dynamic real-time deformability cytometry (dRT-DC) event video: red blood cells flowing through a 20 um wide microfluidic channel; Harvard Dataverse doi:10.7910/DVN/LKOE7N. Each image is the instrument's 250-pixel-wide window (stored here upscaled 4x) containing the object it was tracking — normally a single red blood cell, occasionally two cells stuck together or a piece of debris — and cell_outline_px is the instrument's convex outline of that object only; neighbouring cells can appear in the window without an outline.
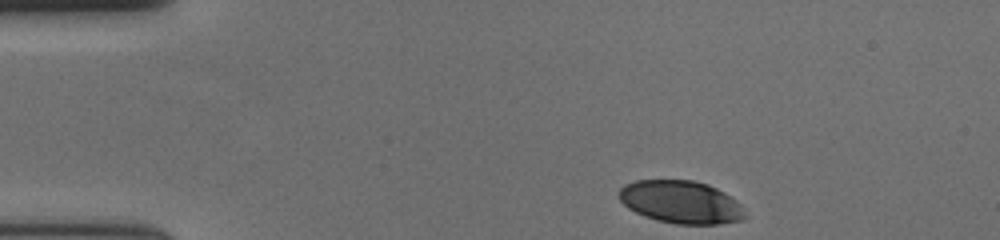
{"species": "human", "species_latin": "Homo sapiens", "temperature_condition": "cold", "stored_images_in_passage": 40, "camera_frame_rate_fps": 3000, "um_per_image_px": 0.085, "donor": {"sex": "female"}, "frame": {"image": 1, "passage_image": 1, "time_ms": 0.0, "image_size_px": [1000, 240], "cell_outline_px": [[744, 220], [716, 224], [676, 224], [644, 216], [628, 208], [616, 196], [620, 188], [624, 184], [636, 180], [696, 180], [708, 184], [724, 192], [736, 200], [740, 204], [744, 216]], "centroid_in_image_um": [57.84, 17.16], "position_along_channel_um": 27.2, "area_um2": 31.39}}
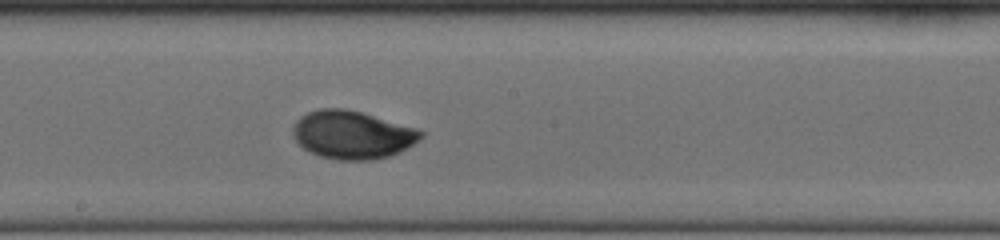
{"frame": {"image": 2, "passage_image": 23, "time_ms": 7.333, "image_size_px": [1000, 240], "cell_outline_px": [[424, 136], [420, 140], [400, 152], [388, 156], [372, 160], [336, 160], [320, 156], [308, 152], [296, 140], [292, 132], [292, 128], [296, 120], [300, 116], [308, 112], [320, 108], [344, 108], [360, 112], [416, 128], [424, 132]], "centroid_in_image_um": [29.93, 11.46], "position_along_channel_um": 218.3, "area_um2": 35.89}}
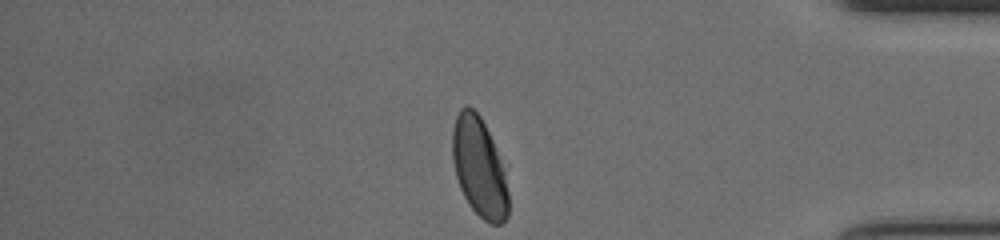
{"frame": {"image": 3, "passage_image": 40, "time_ms": 13.0, "image_size_px": [1000, 240], "cell_outline_px": [[508, 216], [500, 224], [492, 224], [484, 220], [468, 204], [460, 188], [456, 176], [452, 160], [452, 128], [456, 116], [460, 108], [464, 104], [468, 104], [480, 116], [492, 140], [504, 168], [508, 192]], "centroid_in_image_um": [40.71, 14.2], "position_along_channel_um": 394.5, "area_um2": 32.43}, "authors_computed_cell_mechanics": {"area_um2": 34.0731, "velocity_mm_per_s": 3.602, "shape_relaxation_time_tau1_ms": 4.0328, "shape_relaxation_time_tau2_ms": null, "deformation_change_tau1": 0.1514, "deformation_change_tau2": null}}